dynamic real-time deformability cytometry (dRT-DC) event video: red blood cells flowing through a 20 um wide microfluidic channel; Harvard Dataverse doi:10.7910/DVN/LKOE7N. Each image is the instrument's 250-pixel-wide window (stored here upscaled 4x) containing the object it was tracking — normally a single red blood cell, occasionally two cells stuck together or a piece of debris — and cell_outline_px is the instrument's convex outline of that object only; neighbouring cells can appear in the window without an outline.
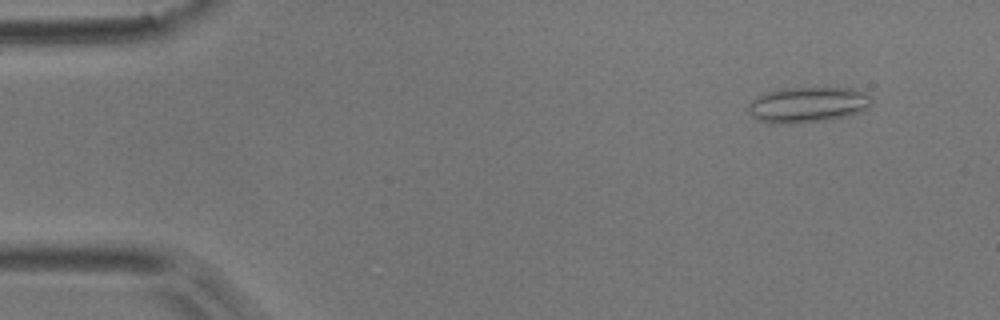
{"species": "common noctule bat (a hibernating species)", "species_latin": "Nyctalus noctula", "temperature_condition": "room temperature", "stored_images_in_passage": 52, "camera_frame_rate_fps": 3000, "um_per_image_px": 0.085, "animal": {"sex": "male", "body_mass_g": 17.9}, "frame": {"image": 1, "passage_image": 5, "time_ms": 1.333, "image_size_px": [1000, 320], "cell_outline_px": [[872, 104], [868, 108], [860, 112], [848, 116], [824, 120], [788, 124], [772, 124], [760, 120], [752, 116], [748, 108], [748, 104], [756, 96], [768, 92], [784, 88], [852, 88], [868, 96], [872, 100]], "centroid_in_image_um": [68.64, 8.91], "position_along_channel_um": 16.4, "area_um2": 25.43}}
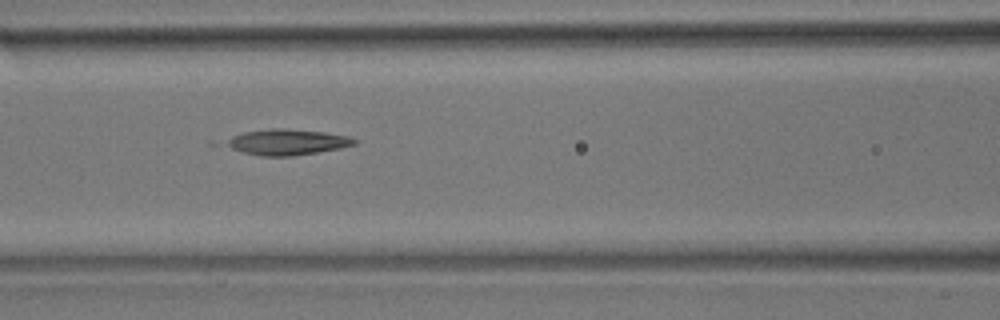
{"frame": {"image": 2, "passage_image": 22, "time_ms": 7.0, "image_size_px": [1000, 320], "cell_outline_px": [[356, 144], [340, 148], [292, 156], [260, 156], [244, 152], [232, 148], [224, 144], [224, 140], [232, 136], [244, 132], [272, 128], [284, 128], [324, 132], [348, 136], [356, 140]], "centroid_in_image_um": [24.38, 12.07], "position_along_channel_um": 142.2, "area_um2": 19.13}}
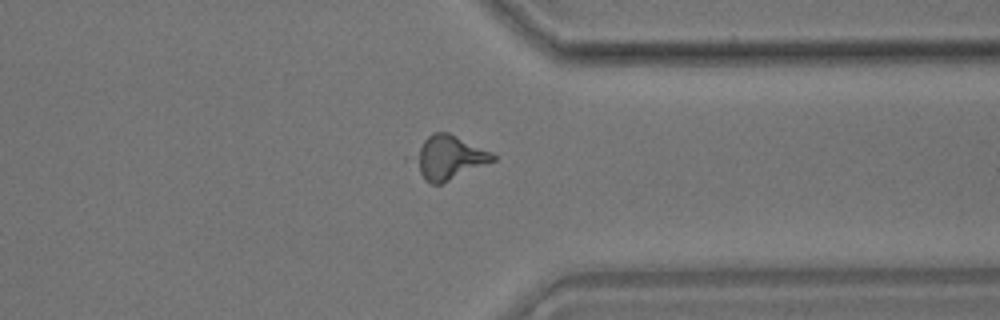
{"frame": {"image": 3, "passage_image": 40, "time_ms": 13.0, "image_size_px": [1000, 320], "cell_outline_px": [[496, 160], [440, 184], [432, 184], [424, 180], [412, 160], [424, 140], [432, 132], [448, 132], [496, 156]], "centroid_in_image_um": [38.11, 13.4], "position_along_channel_um": 373.3, "area_um2": 19.42}, "authors_computed_cell_mechanics": {"area_um2": 18.9584, "velocity_mm_per_s": 3.9137, "shape_relaxation_time_tau1_ms": null, "shape_relaxation_time_tau2_ms": 4.9554, "deformation_change_tau1": null, "deformation_change_tau2": 0.1115}}